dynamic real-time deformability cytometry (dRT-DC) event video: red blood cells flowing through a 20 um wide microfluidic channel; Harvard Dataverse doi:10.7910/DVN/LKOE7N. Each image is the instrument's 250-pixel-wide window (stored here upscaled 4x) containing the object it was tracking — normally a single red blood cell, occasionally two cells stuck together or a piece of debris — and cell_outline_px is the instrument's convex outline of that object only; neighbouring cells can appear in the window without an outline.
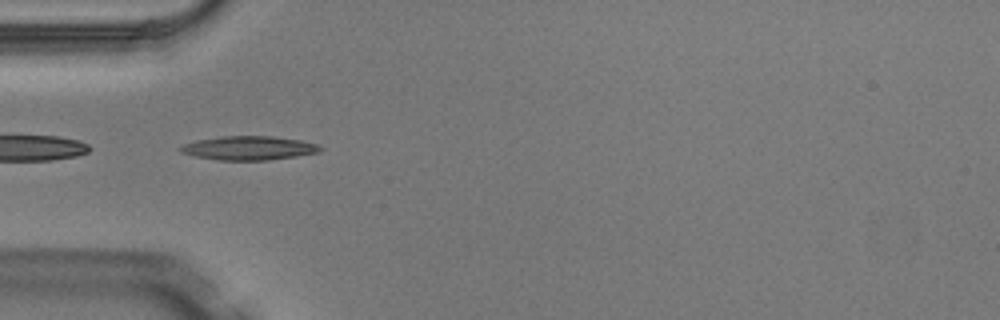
{"species": "Egyptian fruit bat (a non-hibernating species)", "species_latin": "Rousettus aegyptiacus", "temperature_condition": "warm", "stored_images_in_passage": 5, "camera_frame_rate_fps": 3000, "um_per_image_px": 0.085, "animal": {"sex": "male"}, "frame": {"image": 1, "passage_image": 2, "time_ms": 0.333, "image_size_px": [1000, 320], "cell_outline_px": [[324, 148], [320, 152], [296, 156], [268, 160], [220, 160], [196, 156], [180, 152], [180, 148], [184, 144], [196, 140], [220, 136], [272, 136], [300, 140], [316, 144]], "centroid_in_image_um": [21.17, 12.58], "position_along_channel_um": 63.8, "area_um2": 19.36}}
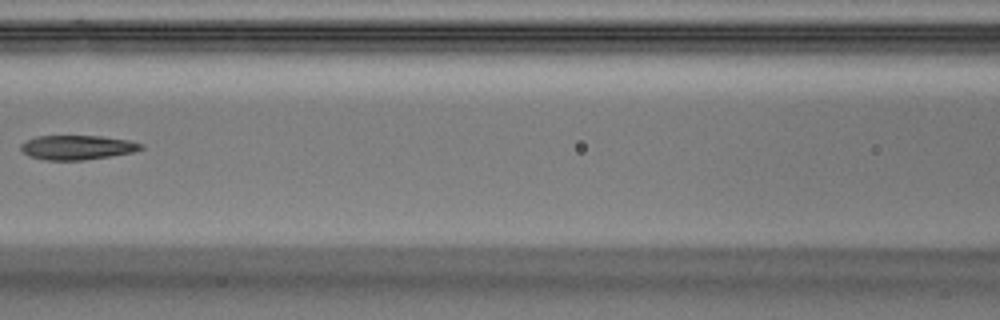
{"frame": {"image": 2, "passage_image": 4, "time_ms": 1.0, "image_size_px": [1000, 320], "cell_outline_px": [[144, 148], [132, 152], [84, 160], [44, 160], [28, 156], [20, 148], [20, 144], [36, 136], [100, 136], [128, 140], [144, 144]], "centroid_in_image_um": [6.55, 12.53], "position_along_channel_um": 160.1, "area_um2": 16.99}}
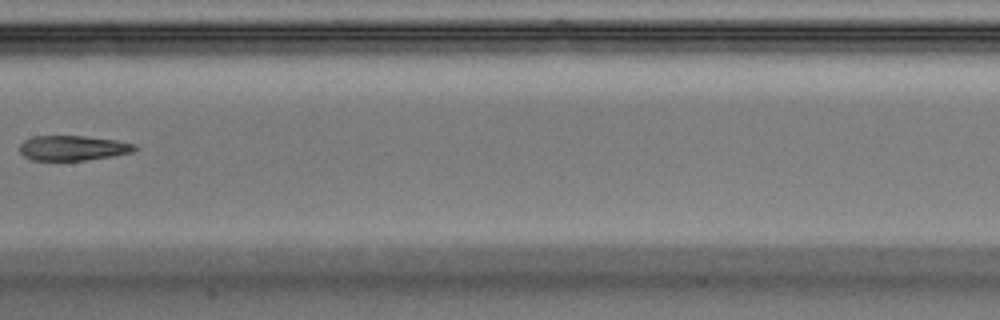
{"frame": {"image": 3, "passage_image": 5, "time_ms": 1.333, "image_size_px": [1000, 320], "cell_outline_px": [[140, 148], [132, 152], [112, 156], [84, 160], [32, 160], [24, 156], [20, 152], [20, 144], [24, 140], [32, 136], [84, 136], [116, 140], [136, 144]], "centroid_in_image_um": [6.21, 12.57], "position_along_channel_um": 201.2, "area_um2": 16.76}}